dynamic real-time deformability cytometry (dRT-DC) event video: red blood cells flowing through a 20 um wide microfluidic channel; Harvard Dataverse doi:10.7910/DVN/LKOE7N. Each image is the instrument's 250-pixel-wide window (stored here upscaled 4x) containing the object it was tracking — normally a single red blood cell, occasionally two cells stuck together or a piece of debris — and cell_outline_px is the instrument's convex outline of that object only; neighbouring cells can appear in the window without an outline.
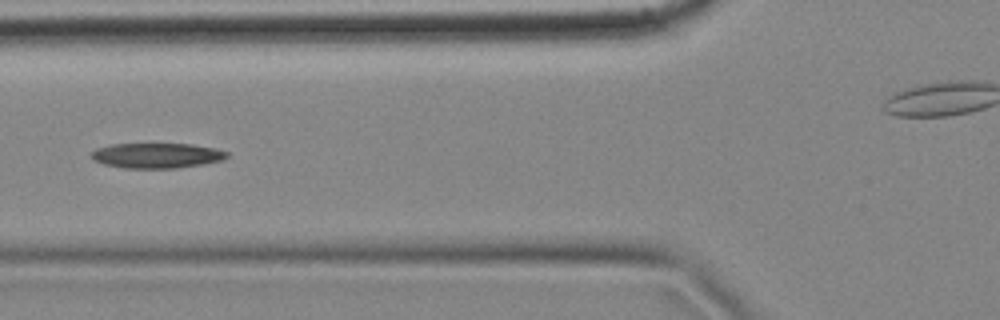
{"species": "common noctule bat (a hibernating species)", "species_latin": "Nyctalus noctula", "temperature_condition": "cold", "stored_images_in_passage": 5, "camera_frame_rate_fps": 3000, "um_per_image_px": 0.085, "animal": {"sex": "female", "body_mass_g": 18.4}, "frame": {"image": 1, "passage_image": 5, "time_ms": 1.333, "image_size_px": [1000, 320], "cell_outline_px": [[228, 156], [224, 160], [204, 164], [176, 168], [124, 168], [104, 164], [92, 160], [92, 152], [96, 148], [112, 144], [192, 144], [216, 148], [228, 152]], "centroid_in_image_um": [13.35, 13.22], "position_along_channel_um": 112.4, "area_um2": 19.94}}